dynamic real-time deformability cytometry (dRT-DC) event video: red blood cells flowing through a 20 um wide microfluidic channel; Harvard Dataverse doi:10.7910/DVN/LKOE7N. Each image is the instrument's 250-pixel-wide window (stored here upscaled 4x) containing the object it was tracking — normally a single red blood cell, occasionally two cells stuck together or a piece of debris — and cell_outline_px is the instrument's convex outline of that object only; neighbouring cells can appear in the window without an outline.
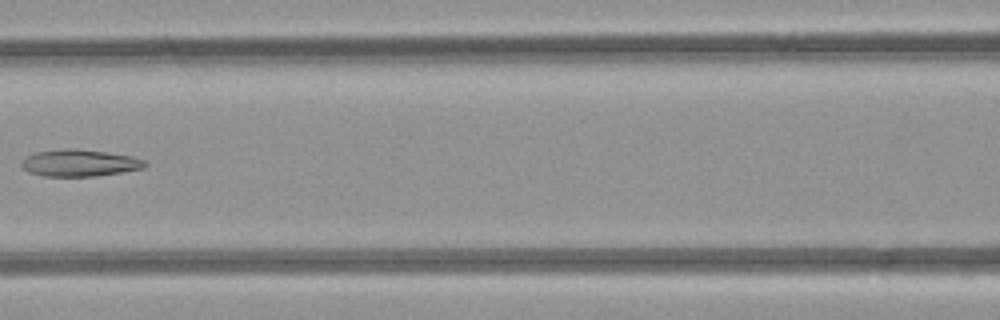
{"species": "common noctule bat (a hibernating species)", "species_latin": "Nyctalus noctula", "temperature_condition": "room temperature", "stored_images_in_passage": 6, "camera_frame_rate_fps": 3000, "um_per_image_px": 0.085, "animal": {"sex": "female", "body_mass_g": 21.9}, "frame": {"image": 1, "passage_image": 6, "time_ms": 5.667, "image_size_px": [1000, 320], "cell_outline_px": [[148, 164], [144, 168], [96, 176], [44, 176], [28, 172], [20, 164], [28, 156], [36, 152], [64, 148], [76, 148], [132, 156], [144, 160]], "centroid_in_image_um": [6.77, 13.85], "position_along_channel_um": 159.8, "area_um2": 19.19}}